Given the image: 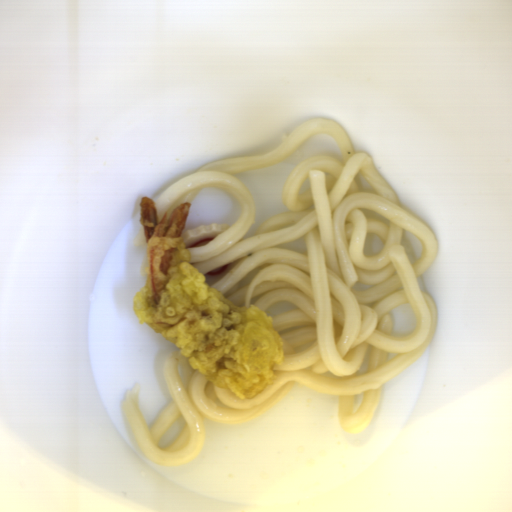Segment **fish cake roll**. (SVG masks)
<instances>
[{
	"instance_id": "2",
	"label": "fish cake roll",
	"mask_w": 512,
	"mask_h": 512,
	"mask_svg": "<svg viewBox=\"0 0 512 512\" xmlns=\"http://www.w3.org/2000/svg\"><path fill=\"white\" fill-rule=\"evenodd\" d=\"M250 257L249 254L248 255H245L235 261H232L228 264H225V265H222L212 271H210L209 273H207L205 276V279H206V283L208 284V286H213L214 284H216L217 282H219L222 278H224L229 272L230 270L235 266L237 265L239 262H241L242 260L246 259Z\"/></svg>"
},
{
	"instance_id": "1",
	"label": "fish cake roll",
	"mask_w": 512,
	"mask_h": 512,
	"mask_svg": "<svg viewBox=\"0 0 512 512\" xmlns=\"http://www.w3.org/2000/svg\"><path fill=\"white\" fill-rule=\"evenodd\" d=\"M231 226L226 223H211L186 230L183 235L186 248H201L210 244L218 235Z\"/></svg>"
},
{
	"instance_id": "3",
	"label": "fish cake roll",
	"mask_w": 512,
	"mask_h": 512,
	"mask_svg": "<svg viewBox=\"0 0 512 512\" xmlns=\"http://www.w3.org/2000/svg\"><path fill=\"white\" fill-rule=\"evenodd\" d=\"M183 198V197H182ZM180 198L179 200H177L176 202H174L167 210L166 212L164 213V215L162 216V218L160 219L159 223L160 224H164L169 218L170 216L173 214V212L177 209V205L178 203L181 201Z\"/></svg>"
}]
</instances>
